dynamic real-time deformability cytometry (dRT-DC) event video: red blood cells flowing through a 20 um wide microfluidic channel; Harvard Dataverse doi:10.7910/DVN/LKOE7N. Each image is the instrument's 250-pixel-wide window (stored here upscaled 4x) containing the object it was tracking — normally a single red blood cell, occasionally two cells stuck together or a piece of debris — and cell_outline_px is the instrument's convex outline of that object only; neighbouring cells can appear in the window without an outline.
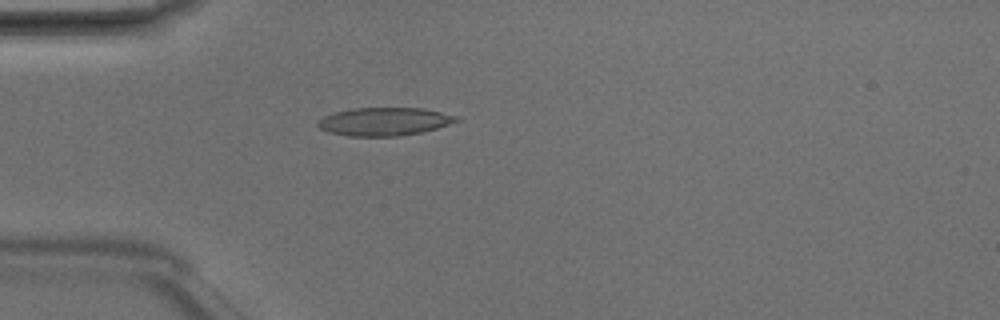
{"species": "Egyptian fruit bat (a non-hibernating species)", "species_latin": "Rousettus aegyptiacus", "temperature_condition": "room temperature", "stored_images_in_passage": 2, "camera_frame_rate_fps": 3000, "um_per_image_px": 0.085, "animal": {"sex": "male"}, "frame": {"image": 1, "passage_image": 2, "time_ms": 0.333, "image_size_px": [1000, 320], "cell_outline_px": [[460, 120], [424, 132], [400, 136], [348, 136], [328, 132], [320, 128], [316, 124], [324, 116], [336, 112], [352, 108], [424, 108], [460, 116]], "centroid_in_image_um": [32.7, 10.33], "position_along_channel_um": 52.3, "area_um2": 22.77}}